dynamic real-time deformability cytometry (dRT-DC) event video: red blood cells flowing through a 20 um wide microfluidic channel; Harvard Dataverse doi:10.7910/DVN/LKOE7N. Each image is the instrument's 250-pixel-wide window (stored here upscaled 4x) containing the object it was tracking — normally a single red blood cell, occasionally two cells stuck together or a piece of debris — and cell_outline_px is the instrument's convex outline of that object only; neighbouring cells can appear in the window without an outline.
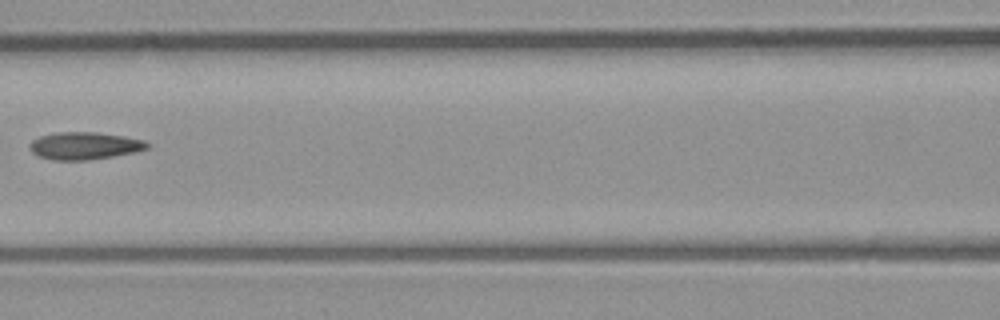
{"species": "common noctule bat (a hibernating species)", "species_latin": "Nyctalus noctula", "temperature_condition": "room temperature", "stored_images_in_passage": 5, "camera_frame_rate_fps": 3000, "um_per_image_px": 0.085, "animal": {"sex": "male", "body_mass_g": 23.1, "forearm_length_mm": 52.7}, "frame": {"image": 1, "passage_image": 5, "time_ms": 4.667, "image_size_px": [1000, 320], "cell_outline_px": [[148, 148], [132, 152], [112, 156], [84, 160], [56, 160], [40, 156], [32, 152], [28, 144], [32, 140], [40, 136], [56, 132], [96, 132], [124, 136], [144, 140], [148, 144]], "centroid_in_image_um": [7.15, 12.37], "position_along_channel_um": 159.5, "area_um2": 18.5}}